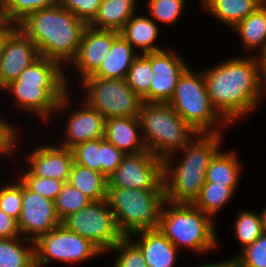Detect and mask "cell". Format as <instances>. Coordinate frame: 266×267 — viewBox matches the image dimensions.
I'll return each mask as SVG.
<instances>
[{"mask_svg":"<svg viewBox=\"0 0 266 267\" xmlns=\"http://www.w3.org/2000/svg\"><path fill=\"white\" fill-rule=\"evenodd\" d=\"M203 76L211 104L222 114L225 124L248 113L259 100L258 59L227 60Z\"/></svg>","mask_w":266,"mask_h":267,"instance_id":"1","label":"cell"},{"mask_svg":"<svg viewBox=\"0 0 266 267\" xmlns=\"http://www.w3.org/2000/svg\"><path fill=\"white\" fill-rule=\"evenodd\" d=\"M18 26L36 45L40 56L61 64L62 60L75 58L87 25L57 3L29 14Z\"/></svg>","mask_w":266,"mask_h":267,"instance_id":"2","label":"cell"},{"mask_svg":"<svg viewBox=\"0 0 266 267\" xmlns=\"http://www.w3.org/2000/svg\"><path fill=\"white\" fill-rule=\"evenodd\" d=\"M201 135V136H200ZM200 138L186 145L182 150L186 152L181 164L173 170L169 155L163 159V186L165 200L174 204H193L199 197L205 183L206 170L218 153L220 136L218 133H202ZM172 169V170H171ZM173 177L168 184L169 175ZM168 177V178H167Z\"/></svg>","mask_w":266,"mask_h":267,"instance_id":"3","label":"cell"},{"mask_svg":"<svg viewBox=\"0 0 266 267\" xmlns=\"http://www.w3.org/2000/svg\"><path fill=\"white\" fill-rule=\"evenodd\" d=\"M58 61L40 56L18 78L4 87L15 94L20 107L47 118L67 104L66 80Z\"/></svg>","mask_w":266,"mask_h":267,"instance_id":"4","label":"cell"},{"mask_svg":"<svg viewBox=\"0 0 266 267\" xmlns=\"http://www.w3.org/2000/svg\"><path fill=\"white\" fill-rule=\"evenodd\" d=\"M106 200L125 237H130V233L158 229L161 208L167 203L164 190L122 187H107Z\"/></svg>","mask_w":266,"mask_h":267,"instance_id":"5","label":"cell"},{"mask_svg":"<svg viewBox=\"0 0 266 267\" xmlns=\"http://www.w3.org/2000/svg\"><path fill=\"white\" fill-rule=\"evenodd\" d=\"M138 117L146 149L162 160L189 144L190 134L199 135L168 103L142 102Z\"/></svg>","mask_w":266,"mask_h":267,"instance_id":"6","label":"cell"},{"mask_svg":"<svg viewBox=\"0 0 266 267\" xmlns=\"http://www.w3.org/2000/svg\"><path fill=\"white\" fill-rule=\"evenodd\" d=\"M167 203L174 207L161 211L158 229L175 247L184 244L201 252L215 247L216 236L208 214L193 204Z\"/></svg>","mask_w":266,"mask_h":267,"instance_id":"7","label":"cell"},{"mask_svg":"<svg viewBox=\"0 0 266 267\" xmlns=\"http://www.w3.org/2000/svg\"><path fill=\"white\" fill-rule=\"evenodd\" d=\"M168 104L198 134L218 133L209 128L218 118V112L211 104L203 74L198 78L187 68Z\"/></svg>","mask_w":266,"mask_h":267,"instance_id":"8","label":"cell"},{"mask_svg":"<svg viewBox=\"0 0 266 267\" xmlns=\"http://www.w3.org/2000/svg\"><path fill=\"white\" fill-rule=\"evenodd\" d=\"M106 199L92 201L78 212L68 215L61 224L68 230L85 237L102 252L113 248L125 236L119 230L115 215L107 208Z\"/></svg>","mask_w":266,"mask_h":267,"instance_id":"9","label":"cell"},{"mask_svg":"<svg viewBox=\"0 0 266 267\" xmlns=\"http://www.w3.org/2000/svg\"><path fill=\"white\" fill-rule=\"evenodd\" d=\"M86 103L98 110L105 119L114 117H138L142 99L127 84L126 79L86 77Z\"/></svg>","mask_w":266,"mask_h":267,"instance_id":"10","label":"cell"},{"mask_svg":"<svg viewBox=\"0 0 266 267\" xmlns=\"http://www.w3.org/2000/svg\"><path fill=\"white\" fill-rule=\"evenodd\" d=\"M33 244L36 267H40L42 263L46 265L51 257L75 262L102 253L90 240L68 231L62 224L36 238Z\"/></svg>","mask_w":266,"mask_h":267,"instance_id":"11","label":"cell"},{"mask_svg":"<svg viewBox=\"0 0 266 267\" xmlns=\"http://www.w3.org/2000/svg\"><path fill=\"white\" fill-rule=\"evenodd\" d=\"M107 179V187L164 190L163 161L148 150L125 154Z\"/></svg>","mask_w":266,"mask_h":267,"instance_id":"12","label":"cell"},{"mask_svg":"<svg viewBox=\"0 0 266 267\" xmlns=\"http://www.w3.org/2000/svg\"><path fill=\"white\" fill-rule=\"evenodd\" d=\"M61 225L54 201L30 191L22 183V210L17 226L20 233H34L33 238H22L34 242L39 236Z\"/></svg>","mask_w":266,"mask_h":267,"instance_id":"13","label":"cell"},{"mask_svg":"<svg viewBox=\"0 0 266 267\" xmlns=\"http://www.w3.org/2000/svg\"><path fill=\"white\" fill-rule=\"evenodd\" d=\"M151 62L149 102L168 103L180 76L187 69L178 57L164 50L144 54Z\"/></svg>","mask_w":266,"mask_h":267,"instance_id":"14","label":"cell"},{"mask_svg":"<svg viewBox=\"0 0 266 267\" xmlns=\"http://www.w3.org/2000/svg\"><path fill=\"white\" fill-rule=\"evenodd\" d=\"M40 57L36 45L16 30L7 40L0 55V88L16 80L28 66Z\"/></svg>","mask_w":266,"mask_h":267,"instance_id":"15","label":"cell"},{"mask_svg":"<svg viewBox=\"0 0 266 267\" xmlns=\"http://www.w3.org/2000/svg\"><path fill=\"white\" fill-rule=\"evenodd\" d=\"M120 32L99 30L87 25L82 33L80 45L73 61L83 74V78L91 76L110 52L113 40Z\"/></svg>","mask_w":266,"mask_h":267,"instance_id":"16","label":"cell"},{"mask_svg":"<svg viewBox=\"0 0 266 267\" xmlns=\"http://www.w3.org/2000/svg\"><path fill=\"white\" fill-rule=\"evenodd\" d=\"M32 166L30 172L36 177L54 178L68 182L73 164V153L70 148L40 146L29 156Z\"/></svg>","mask_w":266,"mask_h":267,"instance_id":"17","label":"cell"},{"mask_svg":"<svg viewBox=\"0 0 266 267\" xmlns=\"http://www.w3.org/2000/svg\"><path fill=\"white\" fill-rule=\"evenodd\" d=\"M85 106V109L71 115L66 132L69 140L62 147L71 149L78 143L104 137L106 119L87 103Z\"/></svg>","mask_w":266,"mask_h":267,"instance_id":"18","label":"cell"},{"mask_svg":"<svg viewBox=\"0 0 266 267\" xmlns=\"http://www.w3.org/2000/svg\"><path fill=\"white\" fill-rule=\"evenodd\" d=\"M139 117H114L105 120L104 138L124 154L146 151L144 142H140L137 126ZM129 151V152H127Z\"/></svg>","mask_w":266,"mask_h":267,"instance_id":"19","label":"cell"},{"mask_svg":"<svg viewBox=\"0 0 266 267\" xmlns=\"http://www.w3.org/2000/svg\"><path fill=\"white\" fill-rule=\"evenodd\" d=\"M140 241L135 244L144 254L148 267H173L175 262L177 247L159 230H143Z\"/></svg>","mask_w":266,"mask_h":267,"instance_id":"20","label":"cell"},{"mask_svg":"<svg viewBox=\"0 0 266 267\" xmlns=\"http://www.w3.org/2000/svg\"><path fill=\"white\" fill-rule=\"evenodd\" d=\"M138 56L134 55L133 47L119 34L99 68L88 77L126 79L129 68Z\"/></svg>","mask_w":266,"mask_h":267,"instance_id":"21","label":"cell"},{"mask_svg":"<svg viewBox=\"0 0 266 267\" xmlns=\"http://www.w3.org/2000/svg\"><path fill=\"white\" fill-rule=\"evenodd\" d=\"M134 5L135 0H103L89 26L94 28L98 25L95 29L120 32L133 16Z\"/></svg>","mask_w":266,"mask_h":267,"instance_id":"22","label":"cell"},{"mask_svg":"<svg viewBox=\"0 0 266 267\" xmlns=\"http://www.w3.org/2000/svg\"><path fill=\"white\" fill-rule=\"evenodd\" d=\"M68 183L92 201L104 200L107 197V177L100 172L74 162L70 170Z\"/></svg>","mask_w":266,"mask_h":267,"instance_id":"23","label":"cell"},{"mask_svg":"<svg viewBox=\"0 0 266 267\" xmlns=\"http://www.w3.org/2000/svg\"><path fill=\"white\" fill-rule=\"evenodd\" d=\"M203 2L214 16L232 27L264 3L263 0H203Z\"/></svg>","mask_w":266,"mask_h":267,"instance_id":"24","label":"cell"},{"mask_svg":"<svg viewBox=\"0 0 266 267\" xmlns=\"http://www.w3.org/2000/svg\"><path fill=\"white\" fill-rule=\"evenodd\" d=\"M158 29L153 20L147 17H131L120 31V35L133 47L137 45L143 49V55L163 49L154 46L158 36Z\"/></svg>","mask_w":266,"mask_h":267,"instance_id":"25","label":"cell"},{"mask_svg":"<svg viewBox=\"0 0 266 267\" xmlns=\"http://www.w3.org/2000/svg\"><path fill=\"white\" fill-rule=\"evenodd\" d=\"M248 48L262 47L266 51V3L234 26Z\"/></svg>","mask_w":266,"mask_h":267,"instance_id":"26","label":"cell"},{"mask_svg":"<svg viewBox=\"0 0 266 267\" xmlns=\"http://www.w3.org/2000/svg\"><path fill=\"white\" fill-rule=\"evenodd\" d=\"M239 169L240 166L233 153L218 152L206 170L205 182L223 186H236Z\"/></svg>","mask_w":266,"mask_h":267,"instance_id":"27","label":"cell"},{"mask_svg":"<svg viewBox=\"0 0 266 267\" xmlns=\"http://www.w3.org/2000/svg\"><path fill=\"white\" fill-rule=\"evenodd\" d=\"M235 188L205 182L193 205L209 216L214 215L232 197Z\"/></svg>","mask_w":266,"mask_h":267,"instance_id":"28","label":"cell"},{"mask_svg":"<svg viewBox=\"0 0 266 267\" xmlns=\"http://www.w3.org/2000/svg\"><path fill=\"white\" fill-rule=\"evenodd\" d=\"M17 238H0V267H36L34 246L22 248Z\"/></svg>","mask_w":266,"mask_h":267,"instance_id":"29","label":"cell"},{"mask_svg":"<svg viewBox=\"0 0 266 267\" xmlns=\"http://www.w3.org/2000/svg\"><path fill=\"white\" fill-rule=\"evenodd\" d=\"M152 76L150 60L145 55H139L128 70L126 82L142 102H149Z\"/></svg>","mask_w":266,"mask_h":267,"instance_id":"30","label":"cell"},{"mask_svg":"<svg viewBox=\"0 0 266 267\" xmlns=\"http://www.w3.org/2000/svg\"><path fill=\"white\" fill-rule=\"evenodd\" d=\"M91 202L92 200L81 191L74 188L70 183L65 182L54 200V205L57 216L62 221L68 215L78 212Z\"/></svg>","mask_w":266,"mask_h":267,"instance_id":"31","label":"cell"},{"mask_svg":"<svg viewBox=\"0 0 266 267\" xmlns=\"http://www.w3.org/2000/svg\"><path fill=\"white\" fill-rule=\"evenodd\" d=\"M58 0H3L4 16L19 24L29 14L56 5Z\"/></svg>","mask_w":266,"mask_h":267,"instance_id":"32","label":"cell"},{"mask_svg":"<svg viewBox=\"0 0 266 267\" xmlns=\"http://www.w3.org/2000/svg\"><path fill=\"white\" fill-rule=\"evenodd\" d=\"M71 150L75 164L101 173V138L78 143Z\"/></svg>","mask_w":266,"mask_h":267,"instance_id":"33","label":"cell"},{"mask_svg":"<svg viewBox=\"0 0 266 267\" xmlns=\"http://www.w3.org/2000/svg\"><path fill=\"white\" fill-rule=\"evenodd\" d=\"M236 234L245 248L252 244L262 233L261 217L248 211L240 213L235 223Z\"/></svg>","mask_w":266,"mask_h":267,"instance_id":"34","label":"cell"},{"mask_svg":"<svg viewBox=\"0 0 266 267\" xmlns=\"http://www.w3.org/2000/svg\"><path fill=\"white\" fill-rule=\"evenodd\" d=\"M243 255L232 260L238 267H266V234L243 248Z\"/></svg>","mask_w":266,"mask_h":267,"instance_id":"35","label":"cell"},{"mask_svg":"<svg viewBox=\"0 0 266 267\" xmlns=\"http://www.w3.org/2000/svg\"><path fill=\"white\" fill-rule=\"evenodd\" d=\"M111 249L121 252L115 267H148L143 252L130 237H124Z\"/></svg>","mask_w":266,"mask_h":267,"instance_id":"36","label":"cell"},{"mask_svg":"<svg viewBox=\"0 0 266 267\" xmlns=\"http://www.w3.org/2000/svg\"><path fill=\"white\" fill-rule=\"evenodd\" d=\"M30 191L43 197L55 200L65 182L54 178H42L34 176L30 171L20 180Z\"/></svg>","mask_w":266,"mask_h":267,"instance_id":"37","label":"cell"},{"mask_svg":"<svg viewBox=\"0 0 266 267\" xmlns=\"http://www.w3.org/2000/svg\"><path fill=\"white\" fill-rule=\"evenodd\" d=\"M0 209L19 220L22 210V182L0 189Z\"/></svg>","mask_w":266,"mask_h":267,"instance_id":"38","label":"cell"},{"mask_svg":"<svg viewBox=\"0 0 266 267\" xmlns=\"http://www.w3.org/2000/svg\"><path fill=\"white\" fill-rule=\"evenodd\" d=\"M185 0H150L149 10L159 21L173 23L178 19Z\"/></svg>","mask_w":266,"mask_h":267,"instance_id":"39","label":"cell"},{"mask_svg":"<svg viewBox=\"0 0 266 267\" xmlns=\"http://www.w3.org/2000/svg\"><path fill=\"white\" fill-rule=\"evenodd\" d=\"M103 0H58V3L72 12L86 25H89L98 13Z\"/></svg>","mask_w":266,"mask_h":267,"instance_id":"40","label":"cell"},{"mask_svg":"<svg viewBox=\"0 0 266 267\" xmlns=\"http://www.w3.org/2000/svg\"><path fill=\"white\" fill-rule=\"evenodd\" d=\"M125 154L104 137L101 138V173L108 176L121 164Z\"/></svg>","mask_w":266,"mask_h":267,"instance_id":"41","label":"cell"},{"mask_svg":"<svg viewBox=\"0 0 266 267\" xmlns=\"http://www.w3.org/2000/svg\"><path fill=\"white\" fill-rule=\"evenodd\" d=\"M19 234L17 221L0 209V238L11 239Z\"/></svg>","mask_w":266,"mask_h":267,"instance_id":"42","label":"cell"},{"mask_svg":"<svg viewBox=\"0 0 266 267\" xmlns=\"http://www.w3.org/2000/svg\"><path fill=\"white\" fill-rule=\"evenodd\" d=\"M10 125L0 120V153H10L13 148L15 138V131Z\"/></svg>","mask_w":266,"mask_h":267,"instance_id":"43","label":"cell"},{"mask_svg":"<svg viewBox=\"0 0 266 267\" xmlns=\"http://www.w3.org/2000/svg\"><path fill=\"white\" fill-rule=\"evenodd\" d=\"M9 23H12V22L6 18L0 23V55L2 54L4 50L7 40L17 30L15 28H11ZM7 24L9 25V27Z\"/></svg>","mask_w":266,"mask_h":267,"instance_id":"44","label":"cell"},{"mask_svg":"<svg viewBox=\"0 0 266 267\" xmlns=\"http://www.w3.org/2000/svg\"><path fill=\"white\" fill-rule=\"evenodd\" d=\"M258 64H259V86L261 87L262 85L261 81L263 80H261V73H263V77H265L264 88H266V51L261 52V58H259Z\"/></svg>","mask_w":266,"mask_h":267,"instance_id":"45","label":"cell"},{"mask_svg":"<svg viewBox=\"0 0 266 267\" xmlns=\"http://www.w3.org/2000/svg\"><path fill=\"white\" fill-rule=\"evenodd\" d=\"M215 267H238L236 263L231 259L225 262L217 263Z\"/></svg>","mask_w":266,"mask_h":267,"instance_id":"46","label":"cell"},{"mask_svg":"<svg viewBox=\"0 0 266 267\" xmlns=\"http://www.w3.org/2000/svg\"><path fill=\"white\" fill-rule=\"evenodd\" d=\"M260 217H261L263 233L266 234V209H264V211L262 212V215H260Z\"/></svg>","mask_w":266,"mask_h":267,"instance_id":"47","label":"cell"},{"mask_svg":"<svg viewBox=\"0 0 266 267\" xmlns=\"http://www.w3.org/2000/svg\"><path fill=\"white\" fill-rule=\"evenodd\" d=\"M5 19L3 10V1H0V23Z\"/></svg>","mask_w":266,"mask_h":267,"instance_id":"48","label":"cell"},{"mask_svg":"<svg viewBox=\"0 0 266 267\" xmlns=\"http://www.w3.org/2000/svg\"><path fill=\"white\" fill-rule=\"evenodd\" d=\"M217 264H211V265H205V266H202V267H215Z\"/></svg>","mask_w":266,"mask_h":267,"instance_id":"49","label":"cell"}]
</instances>
